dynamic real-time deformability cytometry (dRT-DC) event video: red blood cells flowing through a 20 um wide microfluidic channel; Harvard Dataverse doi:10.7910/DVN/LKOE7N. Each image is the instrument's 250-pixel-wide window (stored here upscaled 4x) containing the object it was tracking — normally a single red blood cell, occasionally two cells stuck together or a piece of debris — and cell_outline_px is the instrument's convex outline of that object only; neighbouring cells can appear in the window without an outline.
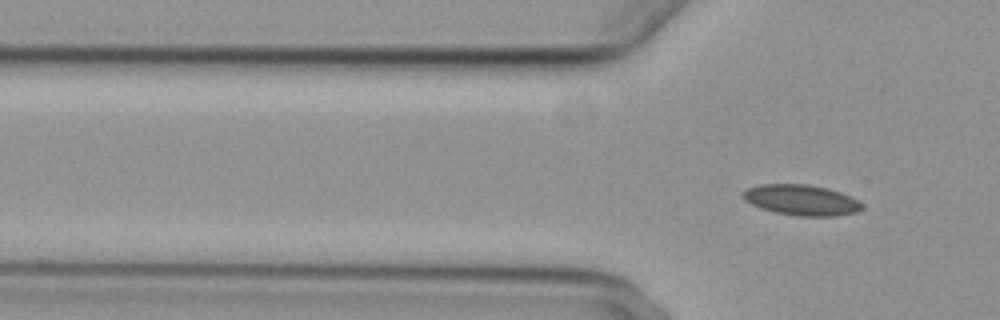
{"species": "common noctule bat (a hibernating species)", "species_latin": "Nyctalus noctula", "temperature_condition": "cold", "stored_images_in_passage": 6, "camera_frame_rate_fps": 3000, "um_per_image_px": 0.085, "animal": {"sex": "female", "body_mass_g": 29.2, "forearm_length_mm": 56.3}, "frame": {"image": 1, "passage_image": 6, "time_ms": 25.0, "image_size_px": [1000, 320], "cell_outline_px": [[864, 208], [856, 212], [836, 216], [796, 216], [776, 212], [760, 208], [744, 200], [740, 196], [740, 192], [748, 188], [760, 184], [808, 184], [828, 188], [840, 192], [864, 204]], "centroid_in_image_um": [68.08, 17.0], "position_along_channel_um": 57.7, "area_um2": 21.39}}